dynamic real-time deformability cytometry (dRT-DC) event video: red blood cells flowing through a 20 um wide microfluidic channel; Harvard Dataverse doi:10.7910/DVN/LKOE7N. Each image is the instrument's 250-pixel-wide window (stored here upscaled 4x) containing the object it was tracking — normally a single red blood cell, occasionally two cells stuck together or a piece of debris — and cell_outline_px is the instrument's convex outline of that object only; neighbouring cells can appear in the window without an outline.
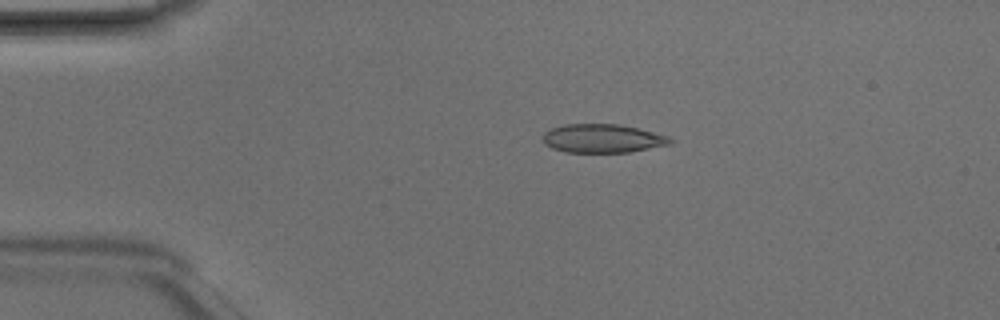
{"species": "Egyptian fruit bat (a non-hibernating species)", "species_latin": "Rousettus aegyptiacus", "temperature_condition": "room temperature", "stored_images_in_passage": 4, "camera_frame_rate_fps": 3000, "um_per_image_px": 0.085, "animal": {"sex": "male"}, "frame": {"image": 1, "passage_image": 3, "time_ms": 0.667, "image_size_px": [1000, 320], "cell_outline_px": [[672, 144], [628, 152], [564, 152], [552, 148], [544, 144], [544, 132], [552, 128], [564, 124], [620, 124], [668, 136], [672, 140]], "centroid_in_image_um": [51.2, 11.77], "position_along_channel_um": 33.8, "area_um2": 21.1}}